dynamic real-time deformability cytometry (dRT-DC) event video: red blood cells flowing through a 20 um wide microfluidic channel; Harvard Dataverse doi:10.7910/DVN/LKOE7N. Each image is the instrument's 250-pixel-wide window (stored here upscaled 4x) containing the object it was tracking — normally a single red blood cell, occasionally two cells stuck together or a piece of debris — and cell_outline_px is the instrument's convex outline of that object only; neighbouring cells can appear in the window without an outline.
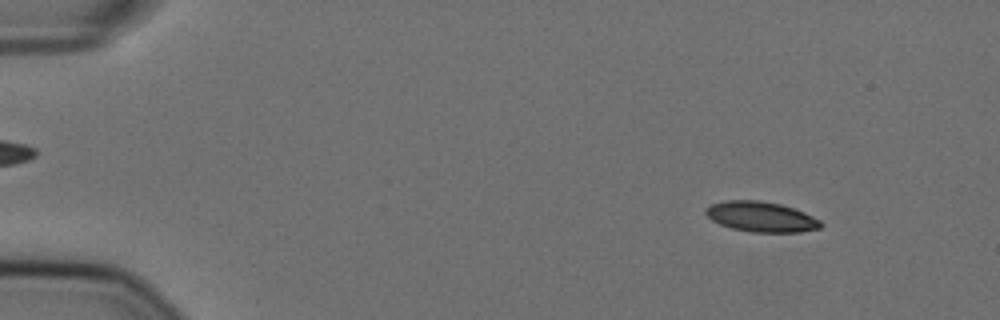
{"species": "Egyptian fruit bat (a non-hibernating species)", "species_latin": "Rousettus aegyptiacus", "temperature_condition": "cold", "stored_images_in_passage": 16, "camera_frame_rate_fps": 3000, "um_per_image_px": 0.085, "animal": {"sex": "female"}, "frame": {"image": 1, "passage_image": 6, "time_ms": 1.667, "image_size_px": [1000, 320], "cell_outline_px": [[824, 224], [820, 228], [800, 232], [752, 232], [732, 228], [720, 224], [712, 220], [704, 212], [704, 208], [712, 204], [724, 200], [760, 200], [780, 204], [804, 212], [820, 220]], "centroid_in_image_um": [64.69, 18.42], "position_along_channel_um": 20.3, "area_um2": 20.29}}